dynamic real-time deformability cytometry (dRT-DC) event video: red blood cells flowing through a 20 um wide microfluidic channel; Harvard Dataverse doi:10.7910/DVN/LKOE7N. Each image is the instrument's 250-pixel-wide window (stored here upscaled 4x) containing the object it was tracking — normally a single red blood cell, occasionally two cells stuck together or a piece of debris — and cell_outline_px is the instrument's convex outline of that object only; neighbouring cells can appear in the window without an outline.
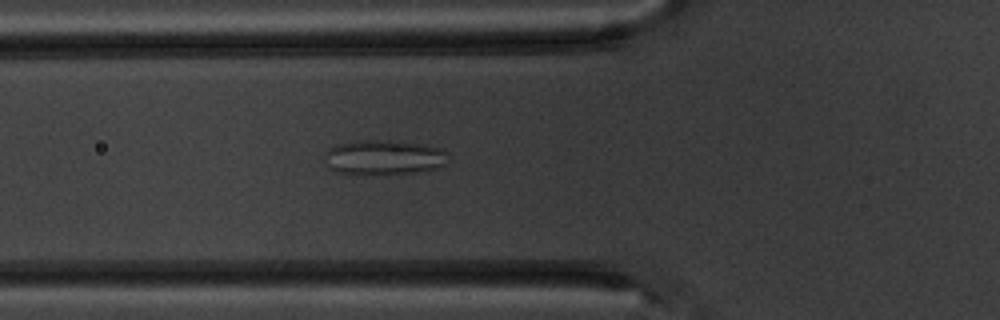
{"species": "common noctule bat (a hibernating species)", "species_latin": "Nyctalus noctula", "temperature_condition": "warm", "stored_images_in_passage": 6, "camera_frame_rate_fps": 3000, "um_per_image_px": 0.085, "animal": {"sex": "male", "body_mass_g": 20.1, "forearm_length_mm": 53.5}, "frame": {"image": 1, "passage_image": 6, "time_ms": 5.667, "image_size_px": [1000, 320], "cell_outline_px": [[448, 152], [444, 164], [440, 168], [416, 172], [364, 176], [336, 172], [324, 160], [324, 152], [328, 148], [336, 144], [356, 140], [400, 140], [428, 144], [440, 148]], "centroid_in_image_um": [32.62, 13.37], "position_along_channel_um": 93.2, "area_um2": 25.95}}